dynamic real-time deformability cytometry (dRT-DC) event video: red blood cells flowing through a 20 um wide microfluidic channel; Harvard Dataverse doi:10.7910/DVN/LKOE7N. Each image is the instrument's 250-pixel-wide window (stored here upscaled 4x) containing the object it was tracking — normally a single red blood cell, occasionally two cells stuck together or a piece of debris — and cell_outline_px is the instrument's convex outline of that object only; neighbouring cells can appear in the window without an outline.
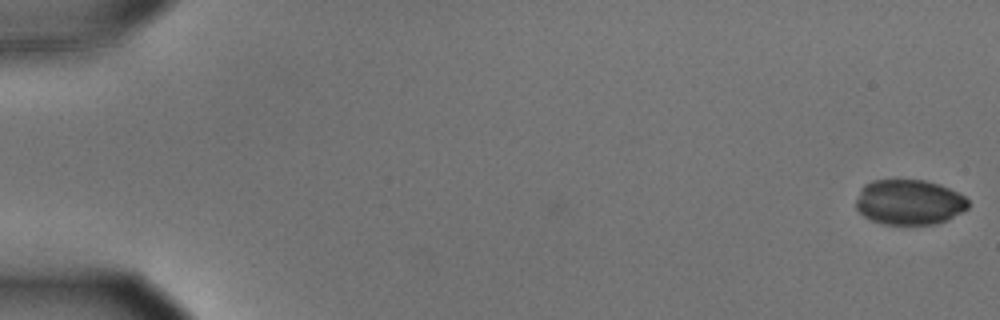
{"species": "common noctule bat (a hibernating species)", "species_latin": "Nyctalus noctula", "temperature_condition": "cold", "stored_images_in_passage": 47, "camera_frame_rate_fps": 3000, "um_per_image_px": 0.085, "animal": {"sex": "male", "body_mass_g": 15.6}, "frame": {"image": 1, "passage_image": 1, "time_ms": 0.0, "image_size_px": [1000, 320], "cell_outline_px": [[968, 208], [948, 220], [936, 224], [884, 224], [872, 220], [864, 216], [856, 208], [856, 200], [860, 188], [864, 184], [872, 180], [924, 180], [940, 184], [964, 196], [968, 200]], "centroid_in_image_um": [77.27, 17.18], "position_along_channel_um": 7.7, "area_um2": 29.59}}
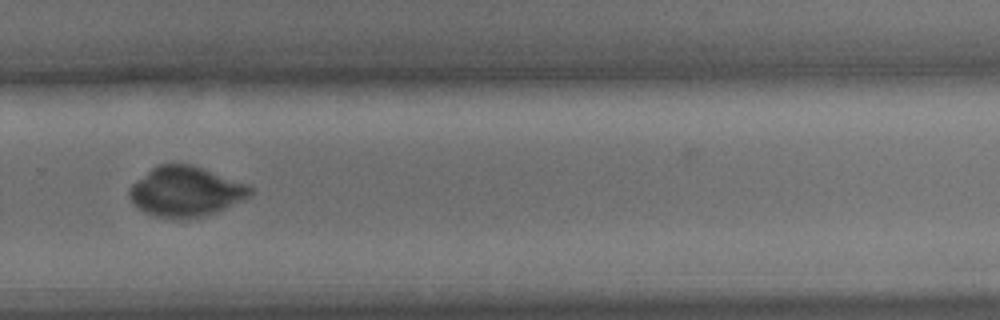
{"frame": {"image": 2, "passage_image": 40, "time_ms": 13.0, "image_size_px": [1000, 320], "cell_outline_px": [[252, 192], [248, 196], [216, 212], [188, 220], [176, 220], [156, 216], [144, 212], [132, 204], [128, 196], [128, 192], [132, 184], [152, 168], [160, 164], [188, 164], [200, 168], [244, 184], [252, 188]], "centroid_in_image_um": [15.69, 16.32], "position_along_channel_um": 314.1, "area_um2": 34.68}}
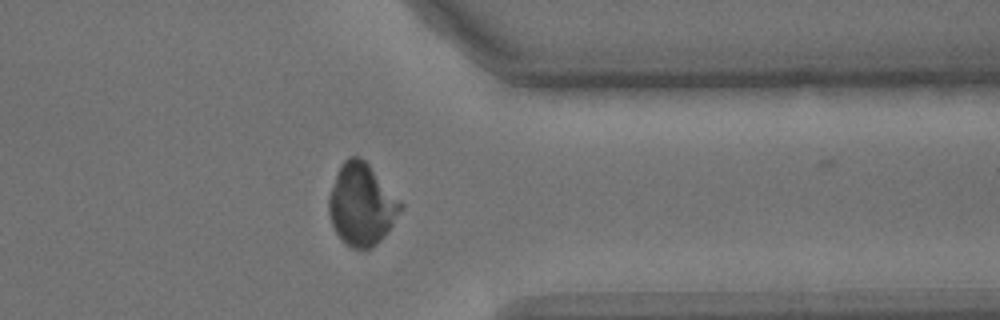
{"frame": {"image": 3, "passage_image": 46, "time_ms": 15.0, "image_size_px": [1000, 320], "cell_outline_px": [[404, 208], [384, 236], [372, 248], [364, 252], [352, 248], [336, 232], [332, 224], [328, 212], [328, 196], [340, 164], [348, 156], [360, 156], [368, 164], [404, 204]], "centroid_in_image_um": [30.74, 17.39], "position_along_channel_um": 380.7, "area_um2": 34.33}}